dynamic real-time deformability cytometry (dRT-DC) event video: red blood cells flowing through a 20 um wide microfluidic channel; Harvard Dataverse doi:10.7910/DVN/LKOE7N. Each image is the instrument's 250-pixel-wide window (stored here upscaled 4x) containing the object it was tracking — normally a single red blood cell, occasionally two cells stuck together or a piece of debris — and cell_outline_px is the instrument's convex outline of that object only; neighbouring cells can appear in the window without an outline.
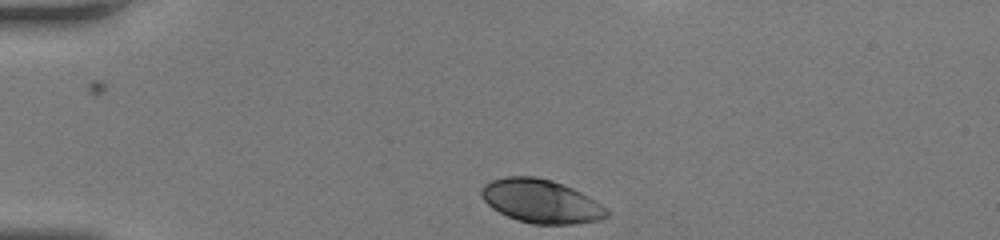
{"species": "human", "species_latin": "Homo sapiens", "temperature_condition": "room temperature", "stored_images_in_passage": 33, "camera_frame_rate_fps": 3000, "um_per_image_px": 0.085, "donor": {"sex": "female"}, "frame": {"image": 1, "passage_image": 1, "time_ms": 0.0, "image_size_px": [1000, 240], "cell_outline_px": [[608, 216], [600, 220], [576, 224], [532, 224], [516, 220], [492, 208], [484, 200], [480, 192], [480, 188], [484, 184], [492, 180], [504, 176], [536, 176], [552, 180], [572, 188], [588, 196], [600, 204], [608, 212]], "centroid_in_image_um": [45.96, 17.1], "position_along_channel_um": 39.0, "area_um2": 31.79}}
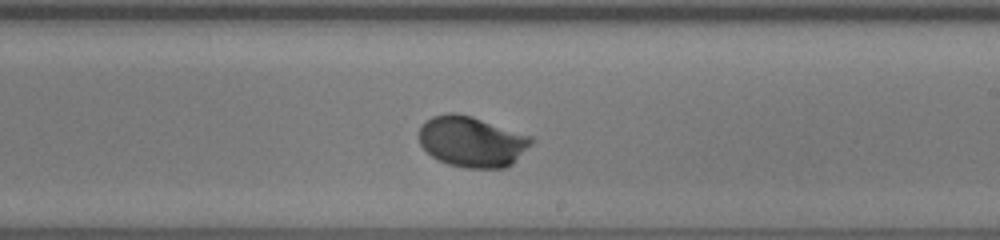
{"frame": {"image": 2, "passage_image": 20, "time_ms": 6.333, "image_size_px": [1000, 240], "cell_outline_px": [[532, 144], [512, 164], [504, 168], [468, 168], [448, 164], [432, 156], [420, 144], [420, 128], [432, 116], [448, 112], [452, 112], [472, 116], [532, 136]], "centroid_in_image_um": [40.13, 12.03], "position_along_channel_um": 248.9, "area_um2": 32.95}}
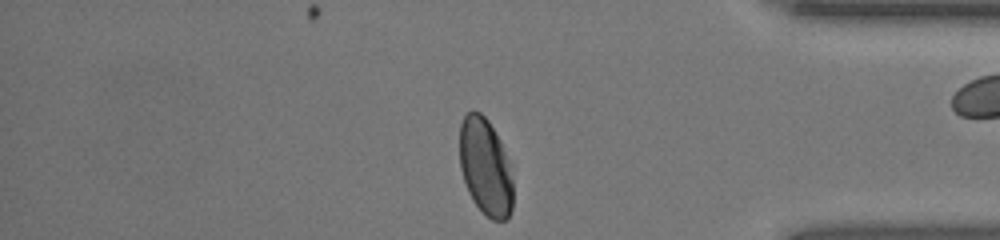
{"frame": {"image": 3, "passage_image": 32, "time_ms": 10.333, "image_size_px": [1000, 240], "cell_outline_px": [[512, 208], [508, 216], [504, 220], [492, 220], [472, 200], [468, 192], [460, 168], [460, 124], [464, 116], [472, 108], [480, 112], [488, 120], [500, 140], [508, 164], [512, 180]], "centroid_in_image_um": [41.23, 14.15], "position_along_channel_um": 394.0, "area_um2": 29.88}}